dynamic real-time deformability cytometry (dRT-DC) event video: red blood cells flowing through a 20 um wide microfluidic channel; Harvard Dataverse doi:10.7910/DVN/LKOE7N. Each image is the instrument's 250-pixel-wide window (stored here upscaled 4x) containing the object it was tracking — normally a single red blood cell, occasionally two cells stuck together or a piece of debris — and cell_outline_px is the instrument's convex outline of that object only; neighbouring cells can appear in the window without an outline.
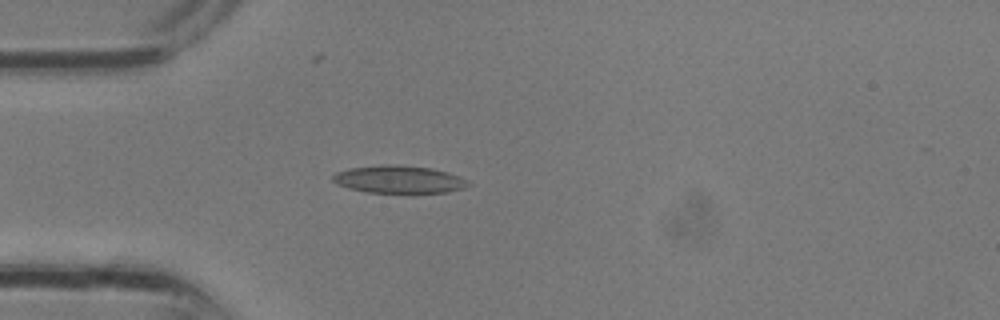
{"species": "common noctule bat (a hibernating species)", "species_latin": "Nyctalus noctula", "temperature_condition": "room temperature", "stored_images_in_passage": 1, "camera_frame_rate_fps": 3000, "um_per_image_px": 0.085, "animal": {"sex": "male", "body_mass_g": 13.3}, "frame": {"image": 1, "passage_image": 1, "time_ms": 0.0, "image_size_px": [1000, 320], "cell_outline_px": [[472, 184], [464, 188], [448, 192], [412, 196], [368, 192], [348, 188], [336, 184], [332, 180], [332, 176], [336, 172], [348, 168], [380, 164], [392, 164], [432, 168], [448, 172], [460, 176], [468, 180]], "centroid_in_image_um": [33.95, 15.29], "position_along_channel_um": 51.0, "area_um2": 23.06}}